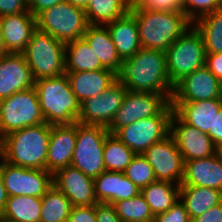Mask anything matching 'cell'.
Here are the masks:
<instances>
[{
  "label": "cell",
  "instance_id": "cell-1",
  "mask_svg": "<svg viewBox=\"0 0 222 222\" xmlns=\"http://www.w3.org/2000/svg\"><path fill=\"white\" fill-rule=\"evenodd\" d=\"M117 77L128 91L163 94L171 102L174 86L167 72L165 51L141 47L123 61Z\"/></svg>",
  "mask_w": 222,
  "mask_h": 222
},
{
  "label": "cell",
  "instance_id": "cell-2",
  "mask_svg": "<svg viewBox=\"0 0 222 222\" xmlns=\"http://www.w3.org/2000/svg\"><path fill=\"white\" fill-rule=\"evenodd\" d=\"M51 128L42 123L7 134L0 139V157L19 167L46 170Z\"/></svg>",
  "mask_w": 222,
  "mask_h": 222
},
{
  "label": "cell",
  "instance_id": "cell-3",
  "mask_svg": "<svg viewBox=\"0 0 222 222\" xmlns=\"http://www.w3.org/2000/svg\"><path fill=\"white\" fill-rule=\"evenodd\" d=\"M129 12L137 21L142 48L166 51L192 25L182 11H149L136 4Z\"/></svg>",
  "mask_w": 222,
  "mask_h": 222
},
{
  "label": "cell",
  "instance_id": "cell-4",
  "mask_svg": "<svg viewBox=\"0 0 222 222\" xmlns=\"http://www.w3.org/2000/svg\"><path fill=\"white\" fill-rule=\"evenodd\" d=\"M34 88L45 123L62 125L78 121L81 103L73 93L66 73L35 80Z\"/></svg>",
  "mask_w": 222,
  "mask_h": 222
},
{
  "label": "cell",
  "instance_id": "cell-5",
  "mask_svg": "<svg viewBox=\"0 0 222 222\" xmlns=\"http://www.w3.org/2000/svg\"><path fill=\"white\" fill-rule=\"evenodd\" d=\"M35 80L65 74V43L36 29L22 52Z\"/></svg>",
  "mask_w": 222,
  "mask_h": 222
},
{
  "label": "cell",
  "instance_id": "cell-6",
  "mask_svg": "<svg viewBox=\"0 0 222 222\" xmlns=\"http://www.w3.org/2000/svg\"><path fill=\"white\" fill-rule=\"evenodd\" d=\"M165 52L167 72L173 86L205 65L202 35L193 24Z\"/></svg>",
  "mask_w": 222,
  "mask_h": 222
},
{
  "label": "cell",
  "instance_id": "cell-7",
  "mask_svg": "<svg viewBox=\"0 0 222 222\" xmlns=\"http://www.w3.org/2000/svg\"><path fill=\"white\" fill-rule=\"evenodd\" d=\"M107 128L76 122V143L71 166L95 179L105 171L104 142Z\"/></svg>",
  "mask_w": 222,
  "mask_h": 222
},
{
  "label": "cell",
  "instance_id": "cell-8",
  "mask_svg": "<svg viewBox=\"0 0 222 222\" xmlns=\"http://www.w3.org/2000/svg\"><path fill=\"white\" fill-rule=\"evenodd\" d=\"M42 123L45 119L34 87L0 100V139L13 131Z\"/></svg>",
  "mask_w": 222,
  "mask_h": 222
},
{
  "label": "cell",
  "instance_id": "cell-9",
  "mask_svg": "<svg viewBox=\"0 0 222 222\" xmlns=\"http://www.w3.org/2000/svg\"><path fill=\"white\" fill-rule=\"evenodd\" d=\"M37 29L66 43L82 38L87 26L85 11L64 1L36 16Z\"/></svg>",
  "mask_w": 222,
  "mask_h": 222
},
{
  "label": "cell",
  "instance_id": "cell-10",
  "mask_svg": "<svg viewBox=\"0 0 222 222\" xmlns=\"http://www.w3.org/2000/svg\"><path fill=\"white\" fill-rule=\"evenodd\" d=\"M173 113L170 104L160 115L135 121L120 128L114 135L135 154H143L152 144L170 135V120Z\"/></svg>",
  "mask_w": 222,
  "mask_h": 222
},
{
  "label": "cell",
  "instance_id": "cell-11",
  "mask_svg": "<svg viewBox=\"0 0 222 222\" xmlns=\"http://www.w3.org/2000/svg\"><path fill=\"white\" fill-rule=\"evenodd\" d=\"M171 102L163 95L150 92H126L122 105L107 128L115 134L120 128L140 119L160 115Z\"/></svg>",
  "mask_w": 222,
  "mask_h": 222
},
{
  "label": "cell",
  "instance_id": "cell-12",
  "mask_svg": "<svg viewBox=\"0 0 222 222\" xmlns=\"http://www.w3.org/2000/svg\"><path fill=\"white\" fill-rule=\"evenodd\" d=\"M0 171L9 197L42 198L53 186V174L42 169H28L8 163L0 157Z\"/></svg>",
  "mask_w": 222,
  "mask_h": 222
},
{
  "label": "cell",
  "instance_id": "cell-13",
  "mask_svg": "<svg viewBox=\"0 0 222 222\" xmlns=\"http://www.w3.org/2000/svg\"><path fill=\"white\" fill-rule=\"evenodd\" d=\"M142 155L153 168L157 181L182 184L184 160L171 135L152 144Z\"/></svg>",
  "mask_w": 222,
  "mask_h": 222
},
{
  "label": "cell",
  "instance_id": "cell-14",
  "mask_svg": "<svg viewBox=\"0 0 222 222\" xmlns=\"http://www.w3.org/2000/svg\"><path fill=\"white\" fill-rule=\"evenodd\" d=\"M127 89L117 80L100 95L90 97L80 104L79 123L109 127L114 115L122 105Z\"/></svg>",
  "mask_w": 222,
  "mask_h": 222
},
{
  "label": "cell",
  "instance_id": "cell-15",
  "mask_svg": "<svg viewBox=\"0 0 222 222\" xmlns=\"http://www.w3.org/2000/svg\"><path fill=\"white\" fill-rule=\"evenodd\" d=\"M170 135L175 140L184 161L207 158L220 151L208 134L186 124L175 113L170 120Z\"/></svg>",
  "mask_w": 222,
  "mask_h": 222
},
{
  "label": "cell",
  "instance_id": "cell-16",
  "mask_svg": "<svg viewBox=\"0 0 222 222\" xmlns=\"http://www.w3.org/2000/svg\"><path fill=\"white\" fill-rule=\"evenodd\" d=\"M222 98V83L204 65L181 79L171 102H195Z\"/></svg>",
  "mask_w": 222,
  "mask_h": 222
},
{
  "label": "cell",
  "instance_id": "cell-17",
  "mask_svg": "<svg viewBox=\"0 0 222 222\" xmlns=\"http://www.w3.org/2000/svg\"><path fill=\"white\" fill-rule=\"evenodd\" d=\"M53 185L70 200L72 206H92L98 203L94 179L72 166L56 171L53 174Z\"/></svg>",
  "mask_w": 222,
  "mask_h": 222
},
{
  "label": "cell",
  "instance_id": "cell-18",
  "mask_svg": "<svg viewBox=\"0 0 222 222\" xmlns=\"http://www.w3.org/2000/svg\"><path fill=\"white\" fill-rule=\"evenodd\" d=\"M35 79L22 53L0 56V100L34 87Z\"/></svg>",
  "mask_w": 222,
  "mask_h": 222
},
{
  "label": "cell",
  "instance_id": "cell-19",
  "mask_svg": "<svg viewBox=\"0 0 222 222\" xmlns=\"http://www.w3.org/2000/svg\"><path fill=\"white\" fill-rule=\"evenodd\" d=\"M76 122L52 125L46 157V170L52 174L71 166L76 143Z\"/></svg>",
  "mask_w": 222,
  "mask_h": 222
},
{
  "label": "cell",
  "instance_id": "cell-20",
  "mask_svg": "<svg viewBox=\"0 0 222 222\" xmlns=\"http://www.w3.org/2000/svg\"><path fill=\"white\" fill-rule=\"evenodd\" d=\"M180 186H200L222 191V152L201 159L184 161Z\"/></svg>",
  "mask_w": 222,
  "mask_h": 222
},
{
  "label": "cell",
  "instance_id": "cell-21",
  "mask_svg": "<svg viewBox=\"0 0 222 222\" xmlns=\"http://www.w3.org/2000/svg\"><path fill=\"white\" fill-rule=\"evenodd\" d=\"M174 113L186 124L208 134L213 141V122L222 106V98L195 102H171Z\"/></svg>",
  "mask_w": 222,
  "mask_h": 222
},
{
  "label": "cell",
  "instance_id": "cell-22",
  "mask_svg": "<svg viewBox=\"0 0 222 222\" xmlns=\"http://www.w3.org/2000/svg\"><path fill=\"white\" fill-rule=\"evenodd\" d=\"M7 53H22L37 29L36 17L30 12L0 17Z\"/></svg>",
  "mask_w": 222,
  "mask_h": 222
},
{
  "label": "cell",
  "instance_id": "cell-23",
  "mask_svg": "<svg viewBox=\"0 0 222 222\" xmlns=\"http://www.w3.org/2000/svg\"><path fill=\"white\" fill-rule=\"evenodd\" d=\"M95 198L98 203L114 204L141 193L124 173L104 171L94 179Z\"/></svg>",
  "mask_w": 222,
  "mask_h": 222
},
{
  "label": "cell",
  "instance_id": "cell-24",
  "mask_svg": "<svg viewBox=\"0 0 222 222\" xmlns=\"http://www.w3.org/2000/svg\"><path fill=\"white\" fill-rule=\"evenodd\" d=\"M65 73L80 103L87 98L100 95L118 80L117 73L110 69Z\"/></svg>",
  "mask_w": 222,
  "mask_h": 222
},
{
  "label": "cell",
  "instance_id": "cell-25",
  "mask_svg": "<svg viewBox=\"0 0 222 222\" xmlns=\"http://www.w3.org/2000/svg\"><path fill=\"white\" fill-rule=\"evenodd\" d=\"M122 61L134 56L141 48L135 17L128 12L105 25Z\"/></svg>",
  "mask_w": 222,
  "mask_h": 222
},
{
  "label": "cell",
  "instance_id": "cell-26",
  "mask_svg": "<svg viewBox=\"0 0 222 222\" xmlns=\"http://www.w3.org/2000/svg\"><path fill=\"white\" fill-rule=\"evenodd\" d=\"M82 38L88 43L105 68L117 74L120 72L123 61L117 53L106 26L89 24Z\"/></svg>",
  "mask_w": 222,
  "mask_h": 222
},
{
  "label": "cell",
  "instance_id": "cell-27",
  "mask_svg": "<svg viewBox=\"0 0 222 222\" xmlns=\"http://www.w3.org/2000/svg\"><path fill=\"white\" fill-rule=\"evenodd\" d=\"M65 59V72L107 69L83 38L65 43Z\"/></svg>",
  "mask_w": 222,
  "mask_h": 222
},
{
  "label": "cell",
  "instance_id": "cell-28",
  "mask_svg": "<svg viewBox=\"0 0 222 222\" xmlns=\"http://www.w3.org/2000/svg\"><path fill=\"white\" fill-rule=\"evenodd\" d=\"M180 200L185 204L190 219L202 215L222 203V191L200 186H180Z\"/></svg>",
  "mask_w": 222,
  "mask_h": 222
},
{
  "label": "cell",
  "instance_id": "cell-29",
  "mask_svg": "<svg viewBox=\"0 0 222 222\" xmlns=\"http://www.w3.org/2000/svg\"><path fill=\"white\" fill-rule=\"evenodd\" d=\"M153 216L166 212L180 199V185L167 181H155L141 189Z\"/></svg>",
  "mask_w": 222,
  "mask_h": 222
},
{
  "label": "cell",
  "instance_id": "cell-30",
  "mask_svg": "<svg viewBox=\"0 0 222 222\" xmlns=\"http://www.w3.org/2000/svg\"><path fill=\"white\" fill-rule=\"evenodd\" d=\"M129 10L125 0H91L84 11L88 24L105 26L123 17Z\"/></svg>",
  "mask_w": 222,
  "mask_h": 222
},
{
  "label": "cell",
  "instance_id": "cell-31",
  "mask_svg": "<svg viewBox=\"0 0 222 222\" xmlns=\"http://www.w3.org/2000/svg\"><path fill=\"white\" fill-rule=\"evenodd\" d=\"M202 35L206 53H222V8L192 23Z\"/></svg>",
  "mask_w": 222,
  "mask_h": 222
},
{
  "label": "cell",
  "instance_id": "cell-32",
  "mask_svg": "<svg viewBox=\"0 0 222 222\" xmlns=\"http://www.w3.org/2000/svg\"><path fill=\"white\" fill-rule=\"evenodd\" d=\"M41 204V198L38 197H8L0 218H10L24 222H40Z\"/></svg>",
  "mask_w": 222,
  "mask_h": 222
},
{
  "label": "cell",
  "instance_id": "cell-33",
  "mask_svg": "<svg viewBox=\"0 0 222 222\" xmlns=\"http://www.w3.org/2000/svg\"><path fill=\"white\" fill-rule=\"evenodd\" d=\"M40 222H67L73 207L70 200L54 185L41 198Z\"/></svg>",
  "mask_w": 222,
  "mask_h": 222
},
{
  "label": "cell",
  "instance_id": "cell-34",
  "mask_svg": "<svg viewBox=\"0 0 222 222\" xmlns=\"http://www.w3.org/2000/svg\"><path fill=\"white\" fill-rule=\"evenodd\" d=\"M136 154L118 137L109 133L104 142L105 171L124 173Z\"/></svg>",
  "mask_w": 222,
  "mask_h": 222
},
{
  "label": "cell",
  "instance_id": "cell-35",
  "mask_svg": "<svg viewBox=\"0 0 222 222\" xmlns=\"http://www.w3.org/2000/svg\"><path fill=\"white\" fill-rule=\"evenodd\" d=\"M123 222H153L154 216L142 194L113 204Z\"/></svg>",
  "mask_w": 222,
  "mask_h": 222
},
{
  "label": "cell",
  "instance_id": "cell-36",
  "mask_svg": "<svg viewBox=\"0 0 222 222\" xmlns=\"http://www.w3.org/2000/svg\"><path fill=\"white\" fill-rule=\"evenodd\" d=\"M125 176L140 190L156 180L153 168L142 154H136L124 171Z\"/></svg>",
  "mask_w": 222,
  "mask_h": 222
},
{
  "label": "cell",
  "instance_id": "cell-37",
  "mask_svg": "<svg viewBox=\"0 0 222 222\" xmlns=\"http://www.w3.org/2000/svg\"><path fill=\"white\" fill-rule=\"evenodd\" d=\"M222 8V0H182L181 9L193 23L196 19Z\"/></svg>",
  "mask_w": 222,
  "mask_h": 222
},
{
  "label": "cell",
  "instance_id": "cell-38",
  "mask_svg": "<svg viewBox=\"0 0 222 222\" xmlns=\"http://www.w3.org/2000/svg\"><path fill=\"white\" fill-rule=\"evenodd\" d=\"M153 222H191L185 204L179 199L166 212L154 216Z\"/></svg>",
  "mask_w": 222,
  "mask_h": 222
},
{
  "label": "cell",
  "instance_id": "cell-39",
  "mask_svg": "<svg viewBox=\"0 0 222 222\" xmlns=\"http://www.w3.org/2000/svg\"><path fill=\"white\" fill-rule=\"evenodd\" d=\"M182 0H139L137 5L149 11H182Z\"/></svg>",
  "mask_w": 222,
  "mask_h": 222
},
{
  "label": "cell",
  "instance_id": "cell-40",
  "mask_svg": "<svg viewBox=\"0 0 222 222\" xmlns=\"http://www.w3.org/2000/svg\"><path fill=\"white\" fill-rule=\"evenodd\" d=\"M67 222H97L95 205L73 206Z\"/></svg>",
  "mask_w": 222,
  "mask_h": 222
},
{
  "label": "cell",
  "instance_id": "cell-41",
  "mask_svg": "<svg viewBox=\"0 0 222 222\" xmlns=\"http://www.w3.org/2000/svg\"><path fill=\"white\" fill-rule=\"evenodd\" d=\"M95 210L97 222H123L112 204L97 203Z\"/></svg>",
  "mask_w": 222,
  "mask_h": 222
},
{
  "label": "cell",
  "instance_id": "cell-42",
  "mask_svg": "<svg viewBox=\"0 0 222 222\" xmlns=\"http://www.w3.org/2000/svg\"><path fill=\"white\" fill-rule=\"evenodd\" d=\"M29 11L23 0H0V17Z\"/></svg>",
  "mask_w": 222,
  "mask_h": 222
},
{
  "label": "cell",
  "instance_id": "cell-43",
  "mask_svg": "<svg viewBox=\"0 0 222 222\" xmlns=\"http://www.w3.org/2000/svg\"><path fill=\"white\" fill-rule=\"evenodd\" d=\"M205 66L222 83V53H206Z\"/></svg>",
  "mask_w": 222,
  "mask_h": 222
},
{
  "label": "cell",
  "instance_id": "cell-44",
  "mask_svg": "<svg viewBox=\"0 0 222 222\" xmlns=\"http://www.w3.org/2000/svg\"><path fill=\"white\" fill-rule=\"evenodd\" d=\"M191 222H222V203L193 218Z\"/></svg>",
  "mask_w": 222,
  "mask_h": 222
},
{
  "label": "cell",
  "instance_id": "cell-45",
  "mask_svg": "<svg viewBox=\"0 0 222 222\" xmlns=\"http://www.w3.org/2000/svg\"><path fill=\"white\" fill-rule=\"evenodd\" d=\"M213 143L221 151L222 150V106L215 115L213 122Z\"/></svg>",
  "mask_w": 222,
  "mask_h": 222
},
{
  "label": "cell",
  "instance_id": "cell-46",
  "mask_svg": "<svg viewBox=\"0 0 222 222\" xmlns=\"http://www.w3.org/2000/svg\"><path fill=\"white\" fill-rule=\"evenodd\" d=\"M64 1L66 0H35V2L29 7V11L36 17L45 9L51 8L57 3H61Z\"/></svg>",
  "mask_w": 222,
  "mask_h": 222
},
{
  "label": "cell",
  "instance_id": "cell-47",
  "mask_svg": "<svg viewBox=\"0 0 222 222\" xmlns=\"http://www.w3.org/2000/svg\"><path fill=\"white\" fill-rule=\"evenodd\" d=\"M8 197L9 196L3 184L2 173L0 171V217L4 211Z\"/></svg>",
  "mask_w": 222,
  "mask_h": 222
},
{
  "label": "cell",
  "instance_id": "cell-48",
  "mask_svg": "<svg viewBox=\"0 0 222 222\" xmlns=\"http://www.w3.org/2000/svg\"><path fill=\"white\" fill-rule=\"evenodd\" d=\"M90 1L91 0H66V2L72 4L75 7H79L83 10L86 9Z\"/></svg>",
  "mask_w": 222,
  "mask_h": 222
},
{
  "label": "cell",
  "instance_id": "cell-49",
  "mask_svg": "<svg viewBox=\"0 0 222 222\" xmlns=\"http://www.w3.org/2000/svg\"><path fill=\"white\" fill-rule=\"evenodd\" d=\"M7 54V49L4 43L3 33L0 26V56Z\"/></svg>",
  "mask_w": 222,
  "mask_h": 222
},
{
  "label": "cell",
  "instance_id": "cell-50",
  "mask_svg": "<svg viewBox=\"0 0 222 222\" xmlns=\"http://www.w3.org/2000/svg\"><path fill=\"white\" fill-rule=\"evenodd\" d=\"M0 222H24V221L14 220L10 218H0Z\"/></svg>",
  "mask_w": 222,
  "mask_h": 222
},
{
  "label": "cell",
  "instance_id": "cell-51",
  "mask_svg": "<svg viewBox=\"0 0 222 222\" xmlns=\"http://www.w3.org/2000/svg\"><path fill=\"white\" fill-rule=\"evenodd\" d=\"M125 2L131 7L133 5H136L139 0H125Z\"/></svg>",
  "mask_w": 222,
  "mask_h": 222
},
{
  "label": "cell",
  "instance_id": "cell-52",
  "mask_svg": "<svg viewBox=\"0 0 222 222\" xmlns=\"http://www.w3.org/2000/svg\"><path fill=\"white\" fill-rule=\"evenodd\" d=\"M23 2L29 8L35 2V0H23Z\"/></svg>",
  "mask_w": 222,
  "mask_h": 222
}]
</instances>
